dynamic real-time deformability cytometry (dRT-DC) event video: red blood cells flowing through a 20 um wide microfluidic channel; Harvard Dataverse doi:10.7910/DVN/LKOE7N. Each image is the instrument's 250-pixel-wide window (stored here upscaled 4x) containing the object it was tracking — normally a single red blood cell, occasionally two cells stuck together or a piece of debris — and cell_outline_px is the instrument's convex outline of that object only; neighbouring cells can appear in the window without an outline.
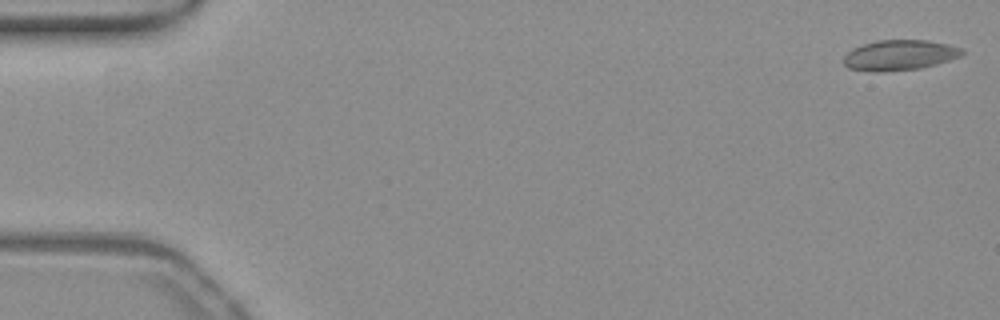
{"species": "common noctule bat (a hibernating species)", "species_latin": "Nyctalus noctula", "temperature_condition": "warm", "stored_images_in_passage": 53, "camera_frame_rate_fps": 3000, "um_per_image_px": 0.085, "animal": {"sex": "female", "body_mass_g": 19.3, "forearm_length_mm": 54.1}, "frame": {"image": 1, "passage_image": 1, "time_ms": 0.0, "image_size_px": [1000, 320], "cell_outline_px": [[964, 52], [960, 56], [936, 64], [920, 68], [848, 68], [844, 64], [844, 56], [852, 48], [876, 40], [928, 40], [948, 44], [964, 48]], "centroid_in_image_um": [76.55, 4.61], "position_along_channel_um": 8.5, "area_um2": 19.83}}
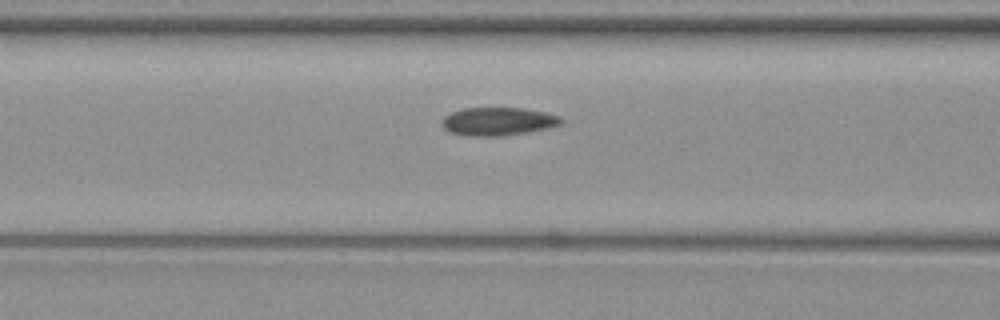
{"frame": {"image": 2, "passage_image": 21, "time_ms": 6.667, "image_size_px": [1000, 320], "cell_outline_px": [[564, 120], [560, 124], [548, 128], [528, 132], [500, 136], [468, 136], [448, 132], [444, 128], [444, 116], [452, 112], [464, 108], [524, 108], [544, 112], [560, 116]], "centroid_in_image_um": [42.35, 10.32], "position_along_channel_um": 124.2, "area_um2": 19.48}}
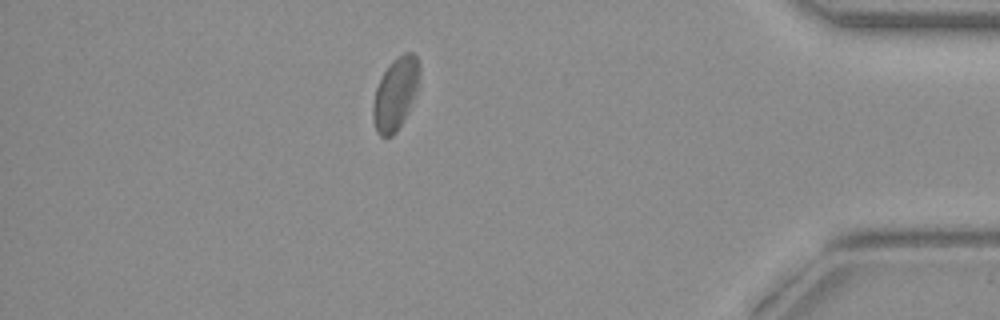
{"frame": {"image": 3, "passage_image": 46, "time_ms": 15.0, "image_size_px": [1000, 320], "cell_outline_px": [[420, 76], [416, 92], [396, 132], [392, 136], [380, 136], [376, 132], [372, 120], [372, 108], [376, 88], [384, 72], [392, 60], [396, 56], [404, 52], [412, 52], [416, 56], [420, 68]], "centroid_in_image_um": [33.6, 7.94], "position_along_channel_um": 401.6, "area_um2": 19.36}, "authors_computed_cell_mechanics": {"area_um2": 19.9988, "velocity_mm_per_s": 3.8337, "shape_relaxation_time_tau1_ms": null, "shape_relaxation_time_tau2_ms": 2.572, "deformation_change_tau1": null, "deformation_change_tau2": 0.0615}}